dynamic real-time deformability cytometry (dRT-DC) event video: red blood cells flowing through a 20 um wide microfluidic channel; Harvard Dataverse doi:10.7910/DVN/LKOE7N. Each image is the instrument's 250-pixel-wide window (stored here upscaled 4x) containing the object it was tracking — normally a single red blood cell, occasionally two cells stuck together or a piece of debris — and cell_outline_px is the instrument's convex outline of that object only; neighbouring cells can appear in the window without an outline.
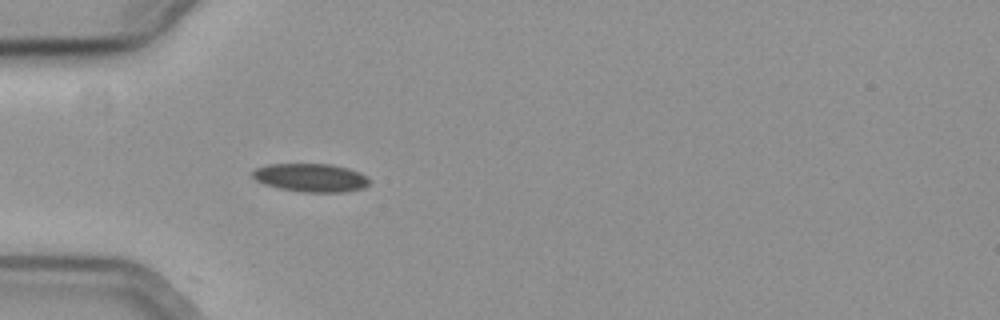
{"species": "common noctule bat (a hibernating species)", "species_latin": "Nyctalus noctula", "temperature_condition": "cold", "stored_images_in_passage": 45, "camera_frame_rate_fps": 3000, "um_per_image_px": 0.085, "animal": {"sex": "female", "body_mass_g": 19.3, "forearm_length_mm": 54.1}, "frame": {"image": 1, "passage_image": 6, "time_ms": 1.667, "image_size_px": [1000, 320], "cell_outline_px": [[368, 184], [364, 188], [344, 192], [304, 192], [280, 188], [264, 184], [256, 180], [252, 176], [252, 172], [256, 168], [268, 164], [332, 164], [348, 168], [360, 172], [368, 176]], "centroid_in_image_um": [26.43, 15.1], "position_along_channel_um": 58.6, "area_um2": 19.31}}
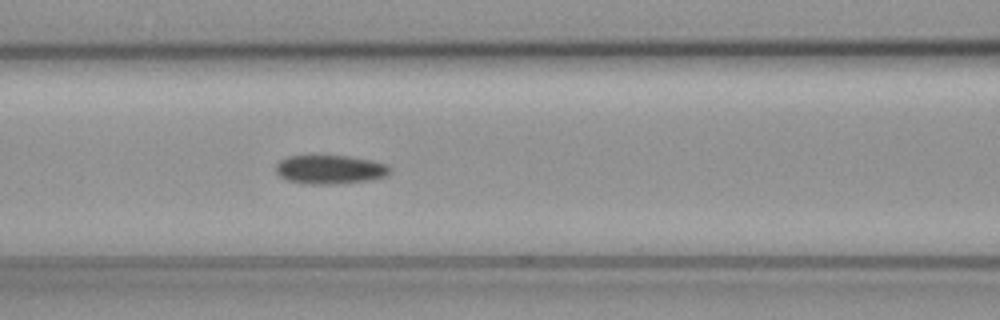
{"frame": {"image": 2, "passage_image": 13, "time_ms": 4.0, "image_size_px": [1000, 320], "cell_outline_px": [[392, 172], [388, 176], [372, 180], [336, 184], [304, 184], [288, 180], [280, 176], [276, 172], [276, 164], [280, 160], [288, 156], [348, 156], [368, 160], [384, 164], [392, 168]], "centroid_in_image_um": [28.07, 14.42], "position_along_channel_um": 138.5, "area_um2": 19.25}}
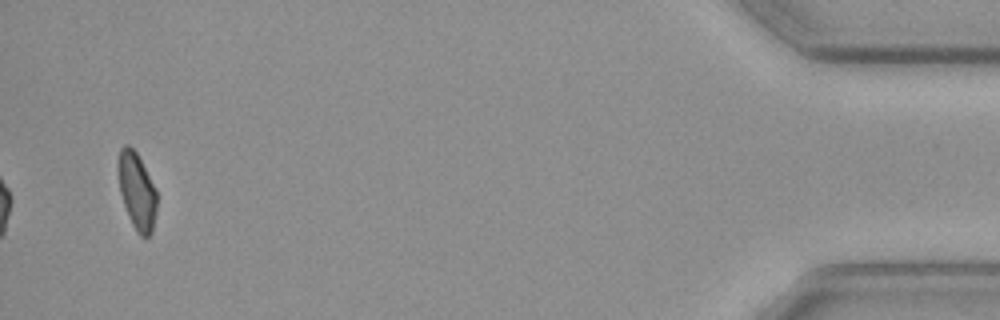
{"frame": {"image": 3, "passage_image": 43, "time_ms": 14.0, "image_size_px": [1000, 320], "cell_outline_px": [[156, 212], [152, 232], [148, 236], [140, 236], [136, 232], [128, 216], [120, 192], [116, 168], [116, 164], [120, 148], [124, 144], [128, 144], [136, 152], [156, 188]], "centroid_in_image_um": [11.6, 16.21], "position_along_channel_um": 423.6, "area_um2": 17.51}, "authors_computed_cell_mechanics": {"area_um2": 18.9006, "velocity_mm_per_s": 3.6921, "shape_relaxation_time_tau1_ms": 6.3122, "shape_relaxation_time_tau2_ms": null, "deformation_change_tau1": 0.1202, "deformation_change_tau2": null}}